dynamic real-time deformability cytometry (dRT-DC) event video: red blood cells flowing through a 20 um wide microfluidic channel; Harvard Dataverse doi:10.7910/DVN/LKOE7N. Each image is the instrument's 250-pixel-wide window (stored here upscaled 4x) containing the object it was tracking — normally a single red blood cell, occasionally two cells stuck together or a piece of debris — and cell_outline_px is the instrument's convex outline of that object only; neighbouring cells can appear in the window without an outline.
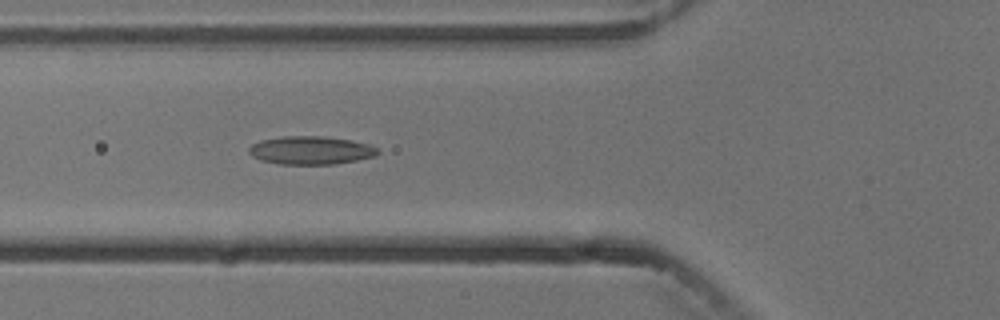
{"species": "common noctule bat (a hibernating species)", "species_latin": "Nyctalus noctula", "temperature_condition": "cold", "stored_images_in_passage": 5, "camera_frame_rate_fps": 3000, "um_per_image_px": 0.085, "animal": {"sex": "male", "body_mass_g": 13.3}, "frame": {"image": 1, "passage_image": 5, "time_ms": 4.667, "image_size_px": [1000, 320], "cell_outline_px": [[380, 152], [376, 156], [336, 164], [280, 164], [260, 160], [252, 156], [248, 152], [248, 148], [252, 144], [260, 140], [284, 136], [324, 136], [352, 140], [372, 144], [380, 148]], "centroid_in_image_um": [26.46, 12.77], "position_along_channel_um": 99.3, "area_um2": 21.5}}